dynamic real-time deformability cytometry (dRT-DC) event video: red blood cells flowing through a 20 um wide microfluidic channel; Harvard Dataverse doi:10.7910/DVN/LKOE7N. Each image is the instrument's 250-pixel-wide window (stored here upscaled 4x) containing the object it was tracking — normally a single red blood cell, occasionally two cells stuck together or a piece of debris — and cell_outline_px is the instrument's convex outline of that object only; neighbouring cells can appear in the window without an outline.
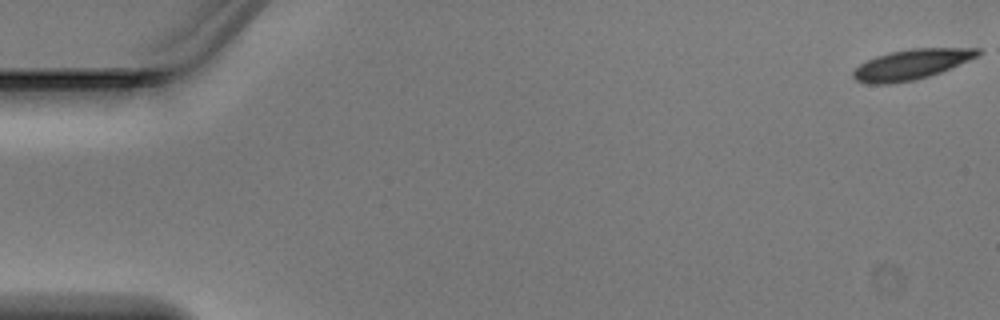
{"species": "Egyptian fruit bat (a non-hibernating species)", "species_latin": "Rousettus aegyptiacus", "temperature_condition": "warm", "stored_images_in_passage": 7, "camera_frame_rate_fps": 3000, "um_per_image_px": 0.085, "animal": {"sex": "male"}, "frame": {"image": 1, "passage_image": 1, "time_ms": 0.0, "image_size_px": [1000, 320], "cell_outline_px": [[980, 52], [976, 56], [968, 60], [940, 72], [928, 76], [912, 80], [888, 84], [868, 84], [856, 80], [852, 76], [852, 72], [860, 64], [876, 56], [892, 52], [912, 48], [980, 48]], "centroid_in_image_um": [77.42, 5.48], "position_along_channel_um": 7.6, "area_um2": 21.5}}
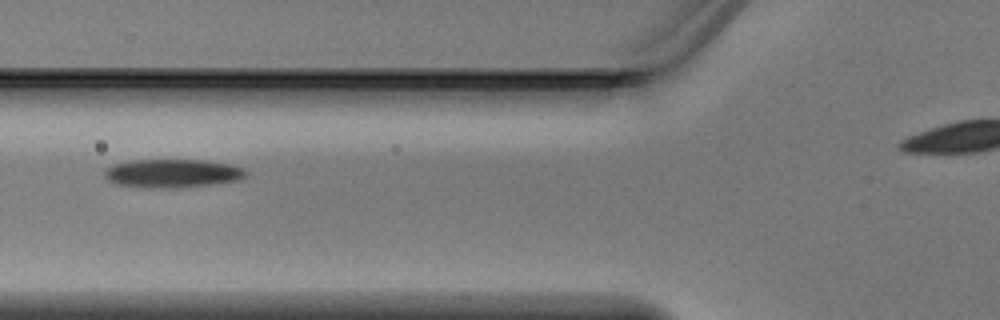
{"frame": {"image": 2, "passage_image": 6, "time_ms": 1.667, "image_size_px": [1000, 320], "cell_outline_px": [[248, 172], [240, 180], [212, 184], [180, 188], [148, 188], [116, 184], [108, 180], [104, 176], [104, 172], [108, 168], [116, 164], [132, 160], [204, 160], [232, 164], [244, 168]], "centroid_in_image_um": [14.7, 14.74], "position_along_channel_um": 111.1, "area_um2": 23.58}}